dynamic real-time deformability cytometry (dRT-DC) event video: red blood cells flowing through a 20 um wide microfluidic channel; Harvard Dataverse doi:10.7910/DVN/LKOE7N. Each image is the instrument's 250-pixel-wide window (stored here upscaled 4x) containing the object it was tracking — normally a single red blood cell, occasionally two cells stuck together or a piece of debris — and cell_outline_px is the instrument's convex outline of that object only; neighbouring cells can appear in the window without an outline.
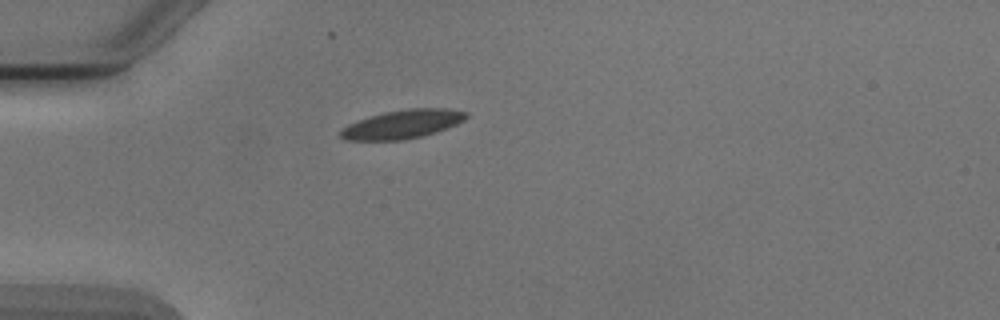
{"species": "Egyptian fruit bat (a non-hibernating species)", "species_latin": "Rousettus aegyptiacus", "temperature_condition": "cold", "stored_images_in_passage": 1, "camera_frame_rate_fps": 3000, "um_per_image_px": 0.085, "animal": {"sex": "male"}, "frame": {"image": 1, "passage_image": 1, "time_ms": 0.0, "image_size_px": [1000, 320], "cell_outline_px": [[468, 116], [464, 120], [456, 124], [436, 132], [404, 140], [344, 140], [340, 136], [340, 132], [348, 124], [384, 112], [408, 108], [448, 108], [468, 112]], "centroid_in_image_um": [34.24, 10.55], "position_along_channel_um": 50.8, "area_um2": 20.81}}